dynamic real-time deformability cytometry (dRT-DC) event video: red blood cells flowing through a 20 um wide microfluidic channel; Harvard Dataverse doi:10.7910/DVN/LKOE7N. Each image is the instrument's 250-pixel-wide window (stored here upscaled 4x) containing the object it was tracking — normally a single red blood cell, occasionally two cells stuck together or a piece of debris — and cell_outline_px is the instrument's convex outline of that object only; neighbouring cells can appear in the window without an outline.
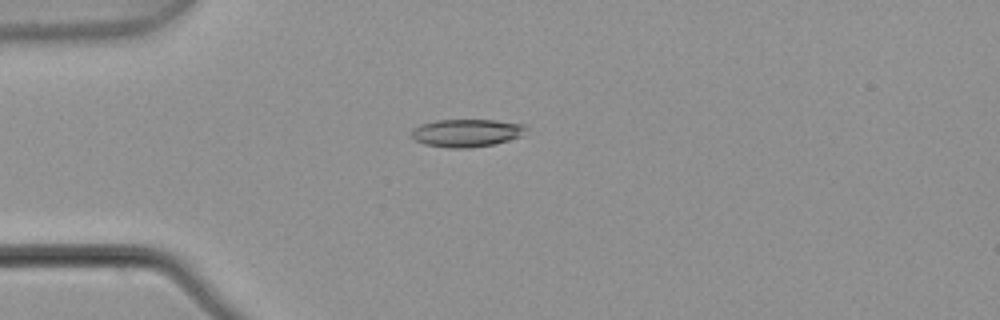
{"species": "common noctule bat (a hibernating species)", "species_latin": "Nyctalus noctula", "temperature_condition": "warm", "stored_images_in_passage": 5, "camera_frame_rate_fps": 3000, "um_per_image_px": 0.085, "animal": {"sex": "male", "body_mass_g": 21.5, "forearm_length_mm": 52.0}, "frame": {"image": 1, "passage_image": 3, "time_ms": 0.667, "image_size_px": [1000, 320], "cell_outline_px": [[528, 128], [520, 136], [496, 144], [468, 148], [448, 148], [424, 144], [416, 140], [412, 136], [412, 128], [420, 124], [436, 120], [496, 120], [528, 124]], "centroid_in_image_um": [39.69, 11.29], "position_along_channel_um": 45.3, "area_um2": 18.73}}
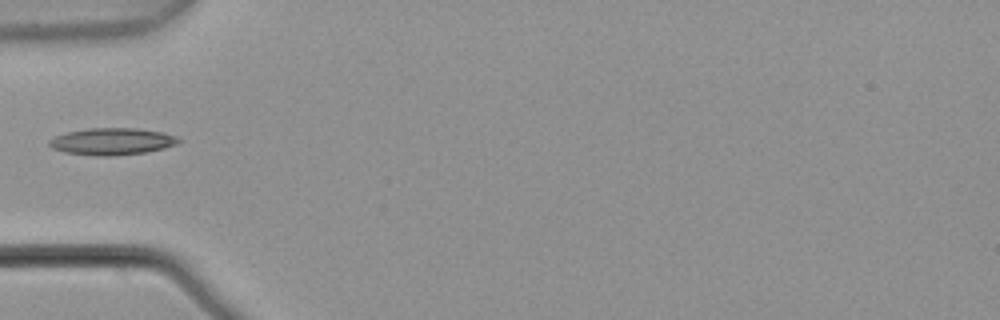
{"frame": {"image": 2, "passage_image": 4, "time_ms": 1.0, "image_size_px": [1000, 320], "cell_outline_px": [[184, 140], [176, 144], [164, 148], [144, 152], [112, 156], [96, 156], [64, 152], [52, 148], [48, 144], [48, 140], [56, 136], [68, 132], [88, 128], [136, 128], [160, 132], [176, 136]], "centroid_in_image_um": [9.52, 12.02], "position_along_channel_um": 75.5, "area_um2": 20.23}}
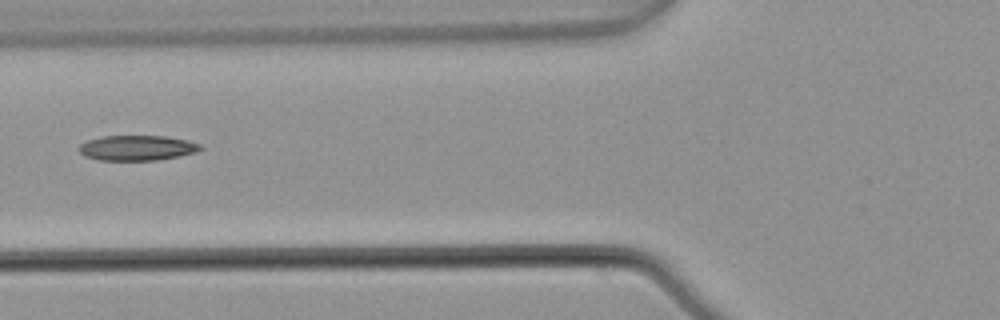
{"frame": {"image": 3, "passage_image": 5, "time_ms": 1.333, "image_size_px": [1000, 320], "cell_outline_px": [[204, 148], [196, 152], [180, 156], [156, 160], [96, 160], [84, 156], [76, 148], [80, 144], [88, 140], [100, 136], [164, 136], [188, 140], [200, 144]], "centroid_in_image_um": [11.63, 12.57], "position_along_channel_um": 114.2, "area_um2": 17.98}}